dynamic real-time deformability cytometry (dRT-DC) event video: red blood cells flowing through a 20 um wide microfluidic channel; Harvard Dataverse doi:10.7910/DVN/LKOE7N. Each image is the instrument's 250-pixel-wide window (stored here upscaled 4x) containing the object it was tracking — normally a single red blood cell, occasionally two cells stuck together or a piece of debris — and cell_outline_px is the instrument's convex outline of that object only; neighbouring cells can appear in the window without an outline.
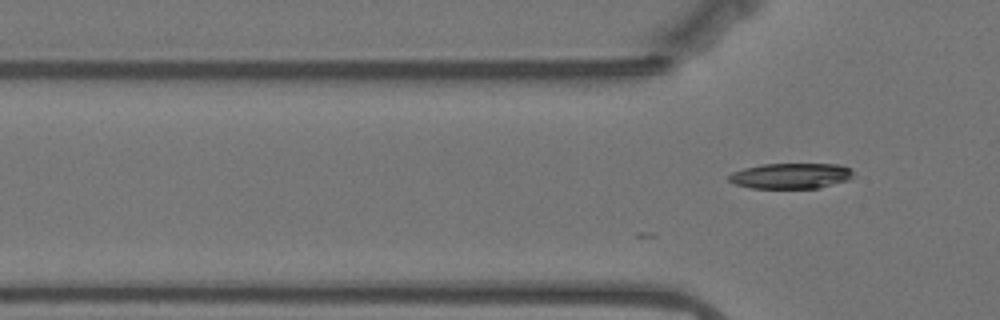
{"species": "Egyptian fruit bat (a non-hibernating species)", "species_latin": "Rousettus aegyptiacus", "temperature_condition": "warm", "stored_images_in_passage": 7, "camera_frame_rate_fps": 3000, "um_per_image_px": 0.085, "animal": {"sex": "female"}, "frame": {"image": 1, "passage_image": 7, "time_ms": 2.0, "image_size_px": [1000, 320], "cell_outline_px": [[856, 176], [848, 180], [820, 188], [752, 188], [736, 184], [728, 180], [728, 176], [732, 172], [744, 168], [764, 164], [840, 164], [852, 168]], "centroid_in_image_um": [67.29, 14.94], "position_along_channel_um": 58.5, "area_um2": 18.73}}